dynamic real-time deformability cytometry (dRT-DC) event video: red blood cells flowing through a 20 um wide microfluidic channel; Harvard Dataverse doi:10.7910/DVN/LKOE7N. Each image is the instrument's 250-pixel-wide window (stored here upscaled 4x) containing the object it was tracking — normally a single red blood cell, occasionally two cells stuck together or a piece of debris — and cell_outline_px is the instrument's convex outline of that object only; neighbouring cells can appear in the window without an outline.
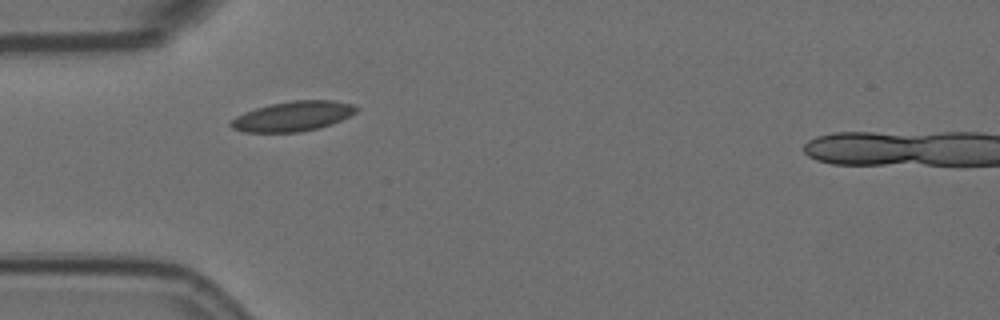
{"species": "Egyptian fruit bat (a non-hibernating species)", "species_latin": "Rousettus aegyptiacus", "temperature_condition": "room temperature", "stored_images_in_passage": 4, "camera_frame_rate_fps": 3000, "um_per_image_px": 0.085, "animal": {"sex": "female"}, "frame": {"image": 1, "passage_image": 4, "time_ms": 1.0, "image_size_px": [1000, 320], "cell_outline_px": [[360, 108], [356, 112], [332, 124], [300, 132], [244, 132], [232, 128], [228, 124], [236, 116], [244, 112], [256, 108], [272, 104], [292, 100], [332, 100], [352, 104]], "centroid_in_image_um": [24.89, 9.88], "position_along_channel_um": 60.1, "area_um2": 21.73}}